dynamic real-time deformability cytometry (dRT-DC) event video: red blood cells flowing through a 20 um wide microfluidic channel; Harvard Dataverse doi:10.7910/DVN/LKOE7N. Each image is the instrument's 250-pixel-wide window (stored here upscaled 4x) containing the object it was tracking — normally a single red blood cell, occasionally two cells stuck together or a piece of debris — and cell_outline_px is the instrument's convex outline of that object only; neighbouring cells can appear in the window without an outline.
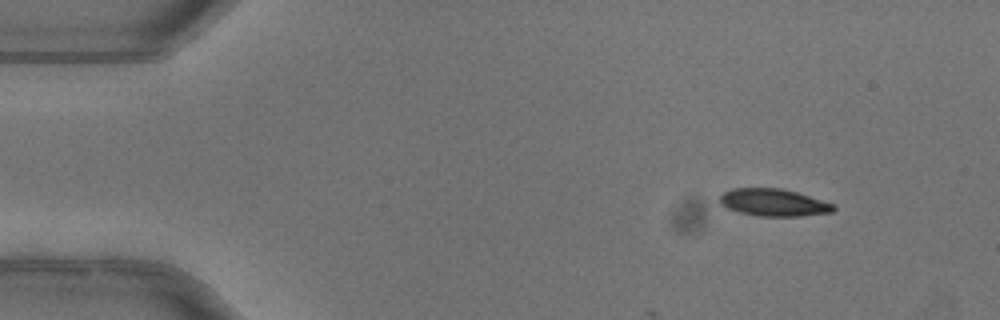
{"species": "common noctule bat (a hibernating species)", "species_latin": "Nyctalus noctula", "temperature_condition": "warm", "stored_images_in_passage": 9, "camera_frame_rate_fps": 3000, "um_per_image_px": 0.085, "animal": {"sex": "female"}, "frame": {"image": 1, "passage_image": 1, "time_ms": 0.0, "image_size_px": [1000, 320], "cell_outline_px": [[836, 208], [832, 212], [800, 216], [756, 216], [740, 212], [728, 208], [720, 204], [720, 196], [724, 192], [732, 188], [780, 188], [796, 192], [836, 204]], "centroid_in_image_um": [65.77, 17.21], "position_along_channel_um": 19.2, "area_um2": 18.09}}